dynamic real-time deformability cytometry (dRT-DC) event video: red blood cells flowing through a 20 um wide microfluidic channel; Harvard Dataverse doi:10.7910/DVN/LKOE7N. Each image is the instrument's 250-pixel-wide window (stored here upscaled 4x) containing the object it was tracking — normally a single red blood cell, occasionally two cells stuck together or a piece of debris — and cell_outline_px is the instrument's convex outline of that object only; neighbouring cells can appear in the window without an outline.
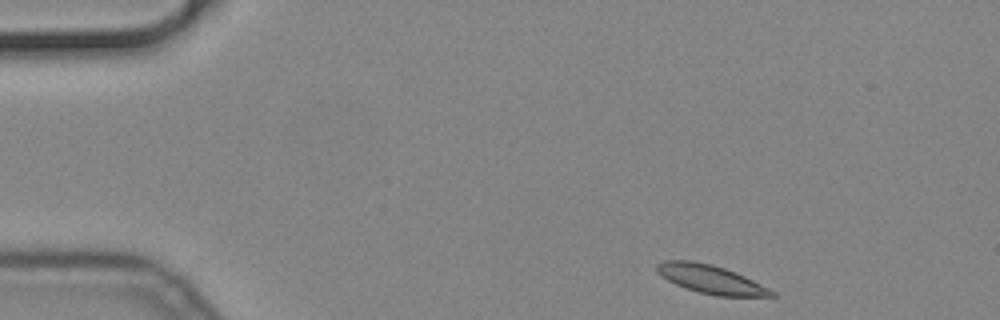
{"species": "common noctule bat (a hibernating species)", "species_latin": "Nyctalus noctula", "temperature_condition": "cold", "stored_images_in_passage": 50, "camera_frame_rate_fps": 3000, "um_per_image_px": 0.085, "animal": {"sex": "male", "body_mass_g": 19.2, "forearm_length_mm": 51.8}, "frame": {"image": 1, "passage_image": 1, "time_ms": 0.0, "image_size_px": [1000, 320], "cell_outline_px": [[776, 296], [716, 296], [700, 292], [676, 284], [668, 280], [656, 272], [656, 264], [664, 260], [692, 260], [712, 264], [736, 272], [776, 292]], "centroid_in_image_um": [60.39, 23.72], "position_along_channel_um": 24.6, "area_um2": 18.9}}
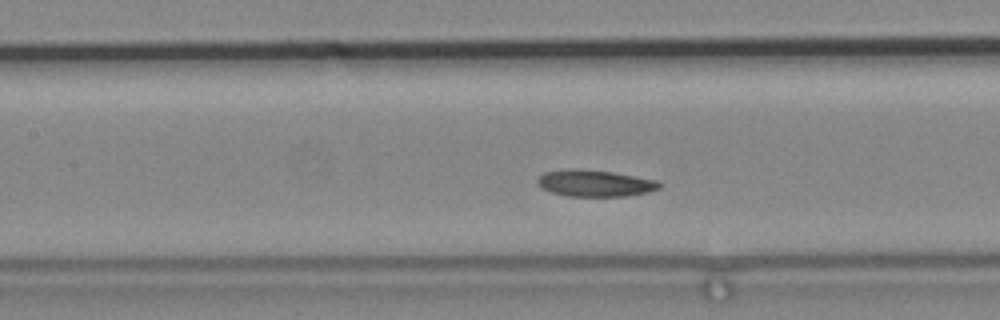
{"frame": {"image": 2, "passage_image": 19, "time_ms": 6.0, "image_size_px": [1000, 320], "cell_outline_px": [[660, 188], [648, 192], [628, 196], [568, 196], [552, 192], [540, 188], [536, 184], [536, 180], [544, 172], [612, 172], [656, 180], [660, 184]], "centroid_in_image_um": [50.61, 15.64], "position_along_channel_um": 156.8, "area_um2": 17.86}}
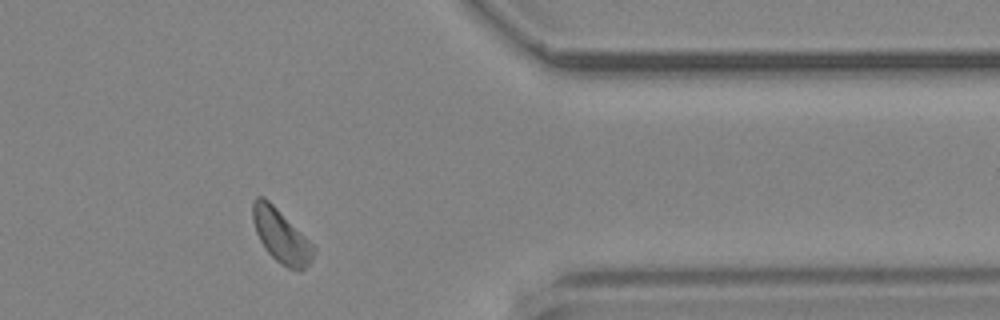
{"frame": {"image": 3, "passage_image": 40, "time_ms": 13.0, "image_size_px": [1000, 320], "cell_outline_px": [[316, 248], [312, 260], [300, 272], [288, 268], [280, 264], [264, 248], [256, 232], [252, 220], [252, 200], [256, 196], [264, 196]], "centroid_in_image_um": [23.86, 20.07], "position_along_channel_um": 387.5, "area_um2": 18.73}}